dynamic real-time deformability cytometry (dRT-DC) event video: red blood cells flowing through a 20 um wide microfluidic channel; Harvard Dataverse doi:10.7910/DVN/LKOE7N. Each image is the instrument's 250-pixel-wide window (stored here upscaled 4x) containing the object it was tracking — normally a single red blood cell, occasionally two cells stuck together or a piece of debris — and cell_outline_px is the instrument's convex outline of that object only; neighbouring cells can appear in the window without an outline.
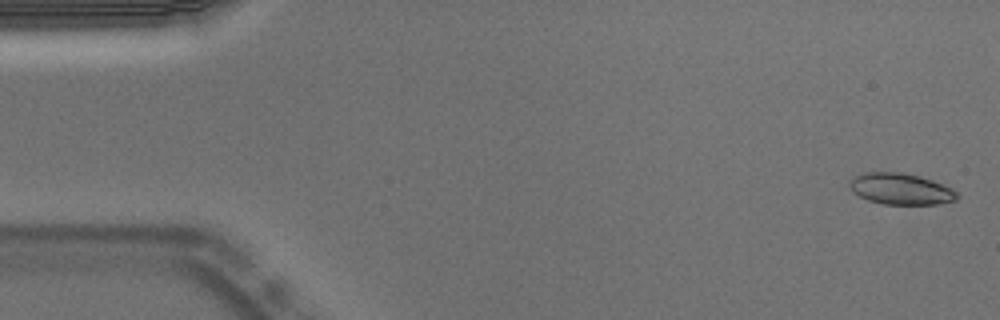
{"species": "Egyptian fruit bat (a non-hibernating species)", "species_latin": "Rousettus aegyptiacus", "temperature_condition": "warm", "stored_images_in_passage": 54, "camera_frame_rate_fps": 3000, "um_per_image_px": 0.085, "animal": {"sex": "male"}, "frame": {"image": 1, "passage_image": 2, "time_ms": 0.333, "image_size_px": [1000, 320], "cell_outline_px": [[960, 196], [956, 200], [936, 204], [884, 204], [868, 200], [852, 192], [848, 184], [856, 176], [864, 172], [904, 172], [932, 180], [952, 188]], "centroid_in_image_um": [76.57, 16.06], "position_along_channel_um": 8.4, "area_um2": 19.54}}
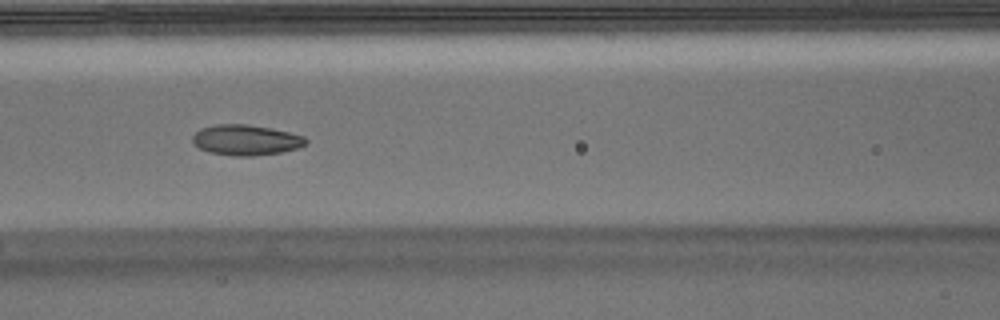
{"frame": {"image": 2, "passage_image": 23, "time_ms": 7.333, "image_size_px": [1000, 320], "cell_outline_px": [[308, 144], [300, 148], [280, 152], [252, 156], [232, 156], [208, 152], [192, 144], [192, 136], [200, 128], [216, 124], [248, 124], [272, 128], [304, 136], [308, 140]], "centroid_in_image_um": [20.9, 11.9], "position_along_channel_um": 145.7, "area_um2": 20.4}}
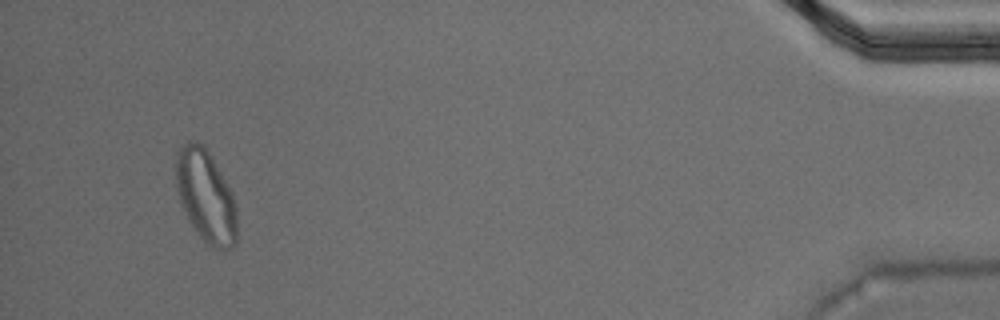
{"frame": {"image": 3, "passage_image": 51, "time_ms": 16.667, "image_size_px": [1000, 320], "cell_outline_px": [[236, 244], [232, 248], [212, 248], [192, 228], [180, 204], [176, 188], [176, 152], [188, 140], [196, 140], [204, 144], [212, 156], [232, 192], [236, 208]], "centroid_in_image_um": [17.47, 16.64], "position_along_channel_um": 417.7, "area_um2": 33.18}, "authors_computed_cell_mechanics": {"area_um2": 20.1144, "velocity_mm_per_s": 3.732, "shape_relaxation_time_tau1_ms": 6.5782, "shape_relaxation_time_tau2_ms": 2.4991, "deformation_change_tau1": 0.1549, "deformation_change_tau2": 0.0698}}